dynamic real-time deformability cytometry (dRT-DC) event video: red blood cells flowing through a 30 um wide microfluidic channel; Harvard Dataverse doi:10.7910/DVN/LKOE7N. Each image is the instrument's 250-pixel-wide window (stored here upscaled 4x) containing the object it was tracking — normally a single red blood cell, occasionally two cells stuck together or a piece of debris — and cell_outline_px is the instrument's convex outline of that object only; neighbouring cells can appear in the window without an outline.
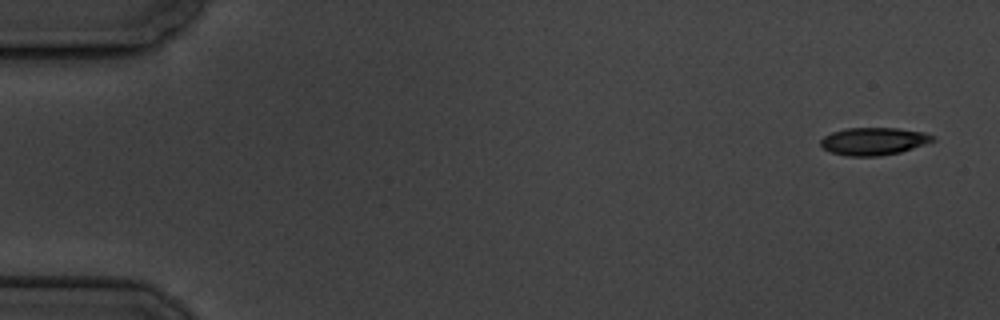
{"species": "common noctule bat (a hibernating species)", "species_latin": "Nyctalus noctula", "temperature_condition": "cold", "stored_images_in_passage": 11, "camera_frame_rate_fps": 3000, "um_per_image_px": 0.085, "animal": {"sex": "male", "body_mass_g": 19.5, "forearm_length_mm": 54.6}, "frame": {"image": 1, "passage_image": 1, "time_ms": 0.0, "image_size_px": [1000, 320], "cell_outline_px": [[936, 140], [900, 152], [880, 156], [848, 156], [832, 152], [824, 148], [820, 144], [820, 140], [824, 136], [832, 132], [848, 128], [896, 128], [924, 132], [936, 136]], "centroid_in_image_um": [74.28, 12.0], "position_along_channel_um": 10.7, "area_um2": 17.92}}
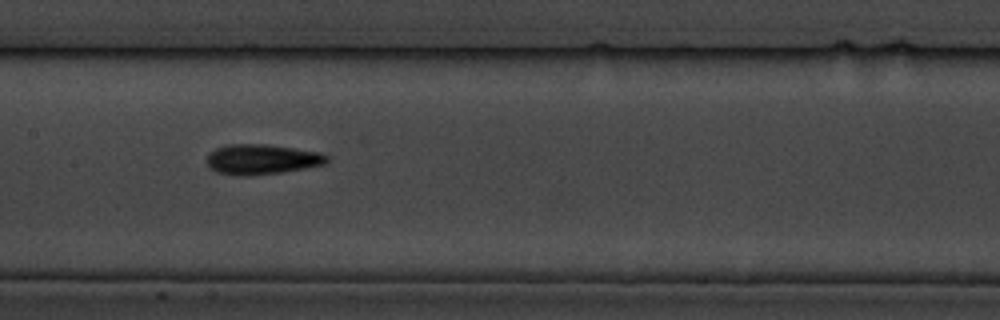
{"frame": {"image": 2, "passage_image": 8, "time_ms": 9.0, "image_size_px": [1000, 320], "cell_outline_px": [[328, 160], [324, 164], [284, 172], [252, 176], [236, 176], [216, 172], [208, 168], [208, 152], [216, 148], [228, 144], [268, 144], [320, 152], [328, 156]], "centroid_in_image_um": [22.22, 13.55], "position_along_channel_um": 185.2, "area_um2": 21.33}}
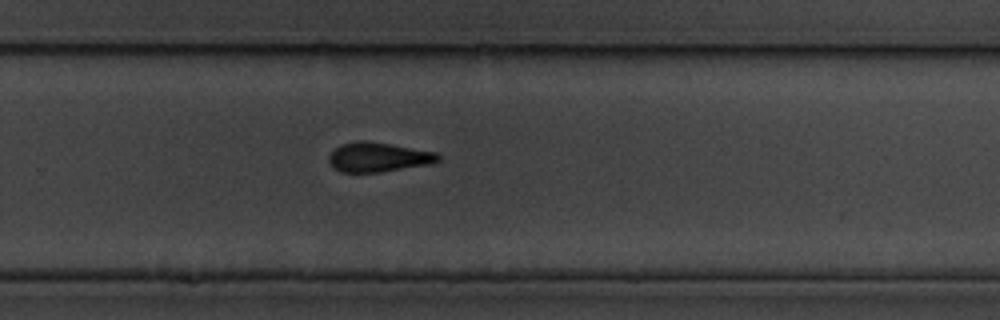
{"frame": {"image": 3, "passage_image": 11, "time_ms": 12.333, "image_size_px": [1000, 320], "cell_outline_px": [[440, 160], [432, 164], [380, 172], [340, 172], [328, 160], [328, 156], [340, 144], [356, 140], [364, 140], [436, 152], [440, 156]], "centroid_in_image_um": [32.16, 13.36], "position_along_channel_um": 297.6, "area_um2": 18.67}}